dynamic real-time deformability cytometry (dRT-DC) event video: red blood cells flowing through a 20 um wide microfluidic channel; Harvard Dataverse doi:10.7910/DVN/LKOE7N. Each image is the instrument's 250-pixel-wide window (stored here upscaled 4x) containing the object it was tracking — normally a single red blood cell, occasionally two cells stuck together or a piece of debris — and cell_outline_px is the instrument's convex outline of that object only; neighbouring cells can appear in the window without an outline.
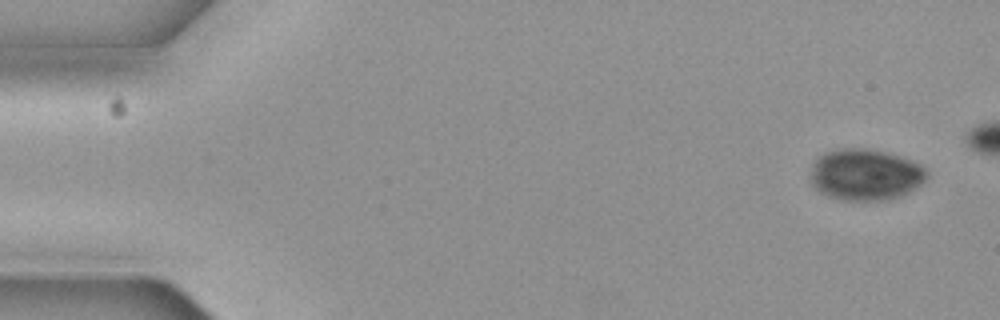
{"species": "common noctule bat (a hibernating species)", "species_latin": "Nyctalus noctula", "temperature_condition": "cold", "stored_images_in_passage": 5, "camera_frame_rate_fps": 3000, "um_per_image_px": 0.085, "animal": {"sex": "female", "body_mass_g": 19.3, "forearm_length_mm": 54.1}, "frame": {"image": 1, "passage_image": 1, "time_ms": 0.0, "image_size_px": [1000, 320], "cell_outline_px": [[928, 176], [920, 184], [908, 192], [900, 196], [888, 200], [840, 200], [828, 196], [820, 192], [812, 184], [812, 168], [816, 160], [824, 152], [836, 148], [868, 148], [888, 152], [912, 160], [920, 164], [924, 168]], "centroid_in_image_um": [73.56, 14.83], "position_along_channel_um": 11.4, "area_um2": 34.85}}